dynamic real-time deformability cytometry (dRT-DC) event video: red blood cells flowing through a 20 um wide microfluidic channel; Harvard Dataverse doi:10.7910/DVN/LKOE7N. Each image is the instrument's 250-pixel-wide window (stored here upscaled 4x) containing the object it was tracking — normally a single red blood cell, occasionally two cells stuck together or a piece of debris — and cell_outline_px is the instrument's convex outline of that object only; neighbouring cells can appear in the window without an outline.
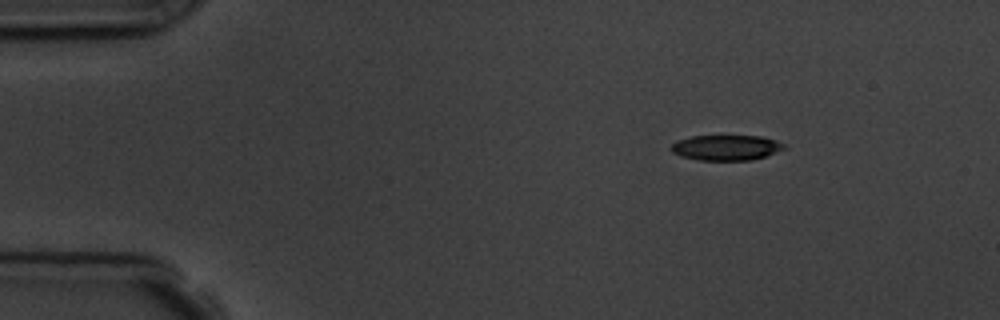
{"species": "common noctule bat (a hibernating species)", "species_latin": "Nyctalus noctula", "temperature_condition": "room temperature", "stored_images_in_passage": 4, "camera_frame_rate_fps": 3000, "um_per_image_px": 0.085, "animal": {"sex": "male", "body_mass_g": 19.5, "forearm_length_mm": 54.6}, "frame": {"image": 1, "passage_image": 1, "time_ms": 0.0, "image_size_px": [1000, 320], "cell_outline_px": [[784, 148], [764, 156], [752, 160], [700, 160], [680, 156], [672, 152], [672, 144], [676, 140], [692, 136], [760, 136], [776, 140], [784, 144]], "centroid_in_image_um": [61.68, 12.54], "position_along_channel_um": 23.3, "area_um2": 16.47}}
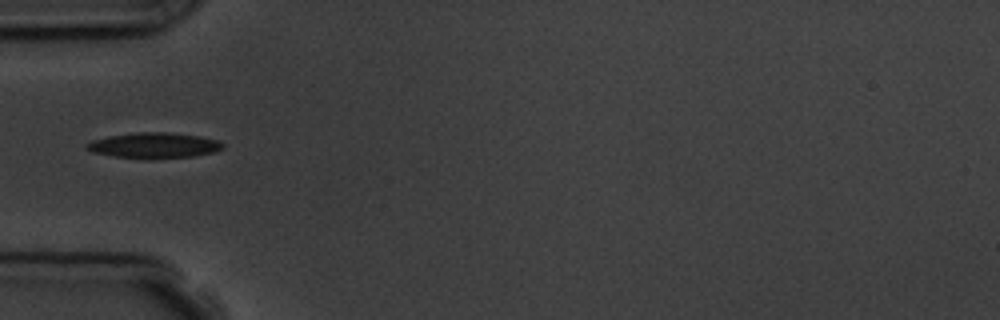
{"frame": {"image": 2, "passage_image": 4, "time_ms": 3.333, "image_size_px": [1000, 320], "cell_outline_px": [[224, 148], [216, 152], [196, 156], [148, 160], [116, 156], [92, 152], [84, 148], [84, 144], [92, 140], [108, 136], [136, 132], [164, 132], [200, 136], [220, 140], [224, 144]], "centroid_in_image_um": [13.12, 12.37], "position_along_channel_um": 71.9, "area_um2": 20.75}}